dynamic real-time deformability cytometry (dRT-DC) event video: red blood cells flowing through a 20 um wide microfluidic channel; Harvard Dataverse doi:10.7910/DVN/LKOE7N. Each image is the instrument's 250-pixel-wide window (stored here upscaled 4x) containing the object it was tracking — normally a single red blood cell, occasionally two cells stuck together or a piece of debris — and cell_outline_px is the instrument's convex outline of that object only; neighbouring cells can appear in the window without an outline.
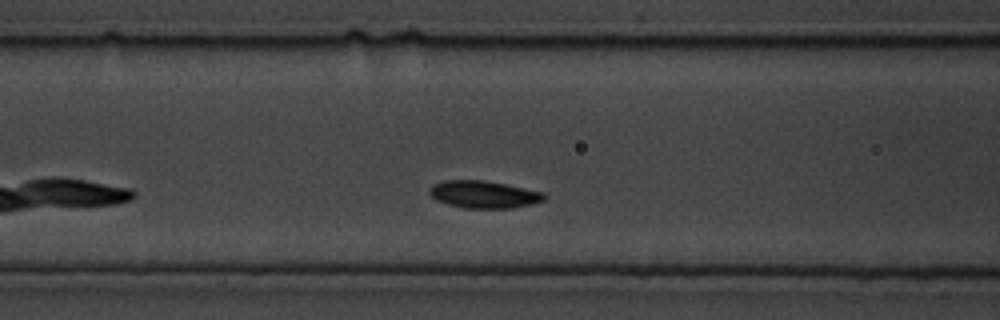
{"species": "common noctule bat (a hibernating species)", "species_latin": "Nyctalus noctula", "temperature_condition": "cold", "stored_images_in_passage": 59, "camera_frame_rate_fps": 3000, "um_per_image_px": 0.085, "animal": {"sex": "male", "body_mass_g": 19.5, "forearm_length_mm": 54.6}, "frame": {"image": 1, "passage_image": 15, "time_ms": 4.667, "image_size_px": [1000, 320], "cell_outline_px": [[548, 196], [544, 200], [532, 204], [512, 208], [464, 208], [448, 204], [432, 196], [428, 192], [428, 188], [432, 184], [444, 180], [484, 180], [544, 192]], "centroid_in_image_um": [41.13, 16.52], "position_along_channel_um": 125.5, "area_um2": 18.26}}
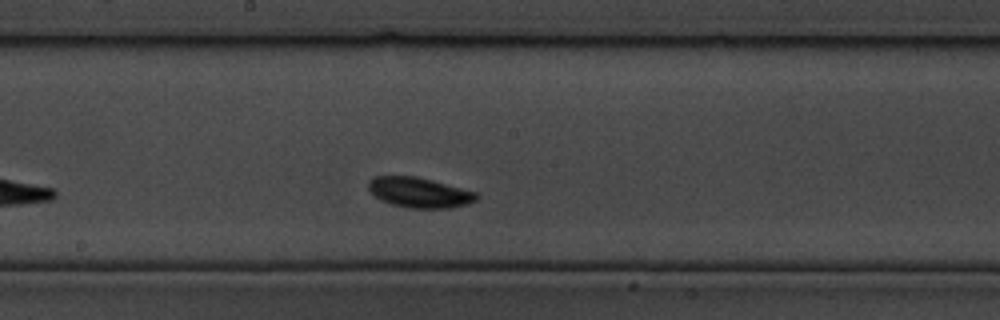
{"frame": {"image": 2, "passage_image": 27, "time_ms": 8.667, "image_size_px": [1000, 320], "cell_outline_px": [[480, 196], [476, 200], [468, 204], [452, 208], [408, 208], [392, 204], [380, 200], [368, 188], [368, 180], [372, 176], [416, 176], [432, 180], [476, 192]], "centroid_in_image_um": [35.65, 16.36], "position_along_channel_um": 212.6, "area_um2": 19.07}}
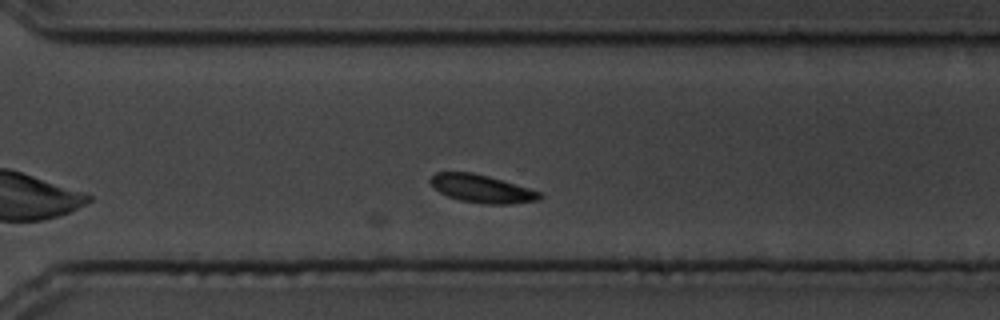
{"frame": {"image": 3, "passage_image": 43, "time_ms": 14.0, "image_size_px": [1000, 320], "cell_outline_px": [[544, 196], [540, 200], [508, 204], [484, 204], [460, 200], [448, 196], [432, 188], [428, 180], [436, 172], [472, 172], [488, 176], [528, 188], [540, 192]], "centroid_in_image_um": [40.92, 16.04], "position_along_channel_um": 329.7, "area_um2": 17.8}}